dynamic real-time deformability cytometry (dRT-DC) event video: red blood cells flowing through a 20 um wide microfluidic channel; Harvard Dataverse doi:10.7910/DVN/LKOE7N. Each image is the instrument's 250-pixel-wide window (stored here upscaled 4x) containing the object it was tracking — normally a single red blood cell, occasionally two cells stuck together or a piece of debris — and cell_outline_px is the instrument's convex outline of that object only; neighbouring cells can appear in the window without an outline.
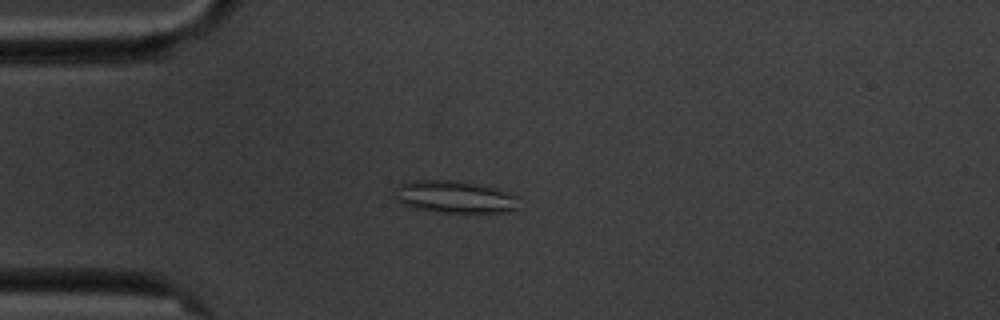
{"species": "common noctule bat (a hibernating species)", "species_latin": "Nyctalus noctula", "temperature_condition": "cold", "stored_images_in_passage": 9, "camera_frame_rate_fps": 3000, "um_per_image_px": 0.085, "animal": {"sex": "male", "body_mass_g": 20.1, "forearm_length_mm": 53.5}, "frame": {"image": 1, "passage_image": 3, "time_ms": 2.333, "image_size_px": [1000, 320], "cell_outline_px": [[520, 196], [516, 208], [504, 212], [436, 212], [412, 208], [396, 200], [392, 196], [396, 184], [416, 180], [448, 180], [472, 184], [492, 188]], "centroid_in_image_um": [38.54, 16.74], "position_along_channel_um": 46.5, "area_um2": 23.24}}